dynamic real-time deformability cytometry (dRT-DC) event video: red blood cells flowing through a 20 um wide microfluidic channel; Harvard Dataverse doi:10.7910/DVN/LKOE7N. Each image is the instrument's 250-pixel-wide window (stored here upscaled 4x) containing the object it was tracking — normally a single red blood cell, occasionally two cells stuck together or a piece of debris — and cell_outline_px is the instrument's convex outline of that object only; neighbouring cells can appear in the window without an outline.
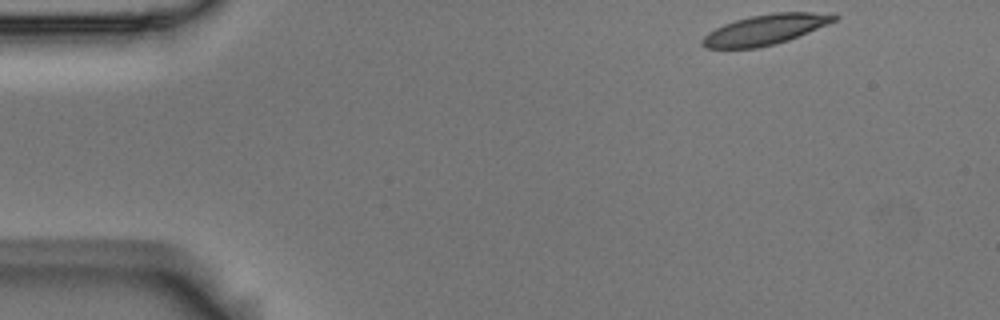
{"species": "Egyptian fruit bat (a non-hibernating species)", "species_latin": "Rousettus aegyptiacus", "temperature_condition": "room temperature", "stored_images_in_passage": 50, "camera_frame_rate_fps": 3000, "um_per_image_px": 0.085, "animal": {"sex": "male"}, "frame": {"image": 1, "passage_image": 1, "time_ms": 0.0, "image_size_px": [1000, 320], "cell_outline_px": [[840, 16], [836, 20], [808, 32], [788, 40], [756, 48], [704, 48], [700, 44], [700, 40], [708, 32], [724, 24], [736, 20], [752, 16], [772, 12], [836, 12]], "centroid_in_image_um": [65.07, 2.5], "position_along_channel_um": 19.9, "area_um2": 23.24}}
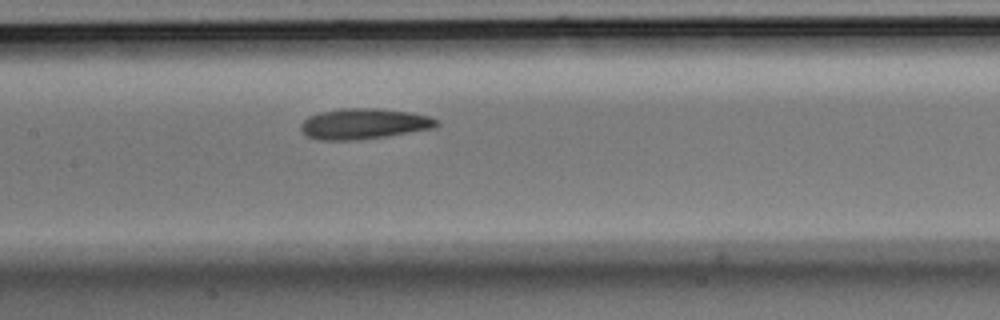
{"frame": {"image": 2, "passage_image": 21, "time_ms": 6.667, "image_size_px": [1000, 320], "cell_outline_px": [[440, 124], [436, 128], [388, 136], [360, 140], [316, 140], [308, 136], [300, 128], [300, 124], [308, 116], [320, 112], [340, 108], [376, 108], [412, 112], [428, 116], [440, 120]], "centroid_in_image_um": [30.97, 10.52], "position_along_channel_um": 176.4, "area_um2": 24.62}}
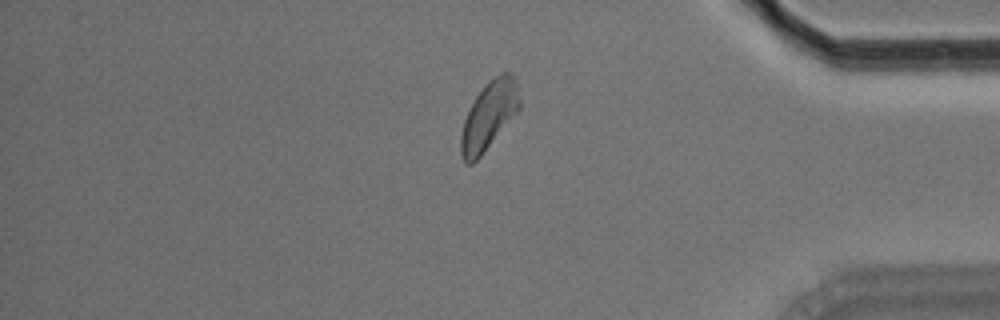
{"frame": {"image": 3, "passage_image": 41, "time_ms": 13.333, "image_size_px": [1000, 320], "cell_outline_px": [[520, 108], [480, 156], [472, 164], [468, 164], [464, 160], [460, 152], [460, 136], [464, 120], [476, 96], [484, 84], [488, 80], [500, 72], [512, 72], [516, 76], [520, 100]], "centroid_in_image_um": [41.57, 9.76], "position_along_channel_um": 393.6, "area_um2": 23.18}, "authors_computed_cell_mechanics": {"area_um2": 23.2934, "velocity_mm_per_s": 3.6507, "shape_relaxation_time_tau1_ms": 9.0546, "shape_relaxation_time_tau2_ms": 5.8693, "deformation_change_tau1": 0.1621, "deformation_change_tau2": 0.1279}}